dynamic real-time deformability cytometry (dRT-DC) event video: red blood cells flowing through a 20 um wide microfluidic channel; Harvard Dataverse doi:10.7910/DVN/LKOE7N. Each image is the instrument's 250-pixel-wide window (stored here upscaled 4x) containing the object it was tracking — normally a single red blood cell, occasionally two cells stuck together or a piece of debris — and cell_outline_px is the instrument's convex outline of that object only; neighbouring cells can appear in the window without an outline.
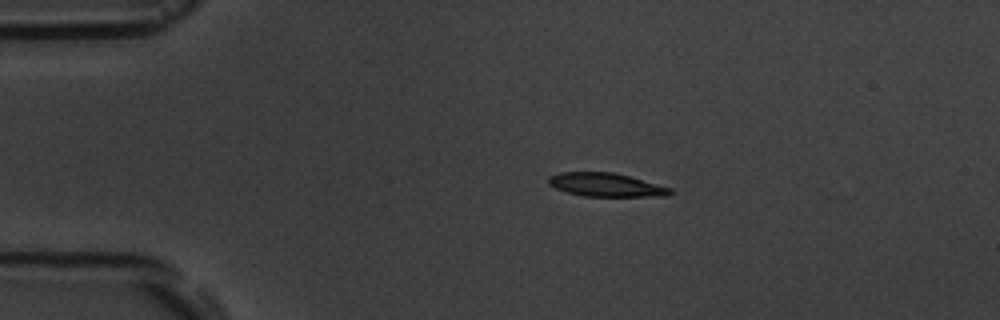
{"species": "common noctule bat (a hibernating species)", "species_latin": "Nyctalus noctula", "temperature_condition": "room temperature", "stored_images_in_passage": 5, "camera_frame_rate_fps": 3000, "um_per_image_px": 0.085, "animal": {"sex": "male", "body_mass_g": 19.5, "forearm_length_mm": 54.6}, "frame": {"image": 1, "passage_image": 3, "time_ms": 2.333, "image_size_px": [1000, 320], "cell_outline_px": [[672, 192], [668, 196], [584, 196], [568, 192], [556, 188], [548, 184], [548, 176], [560, 172], [612, 172], [628, 176], [672, 188]], "centroid_in_image_um": [51.49, 15.71], "position_along_channel_um": 33.5, "area_um2": 16.53}}
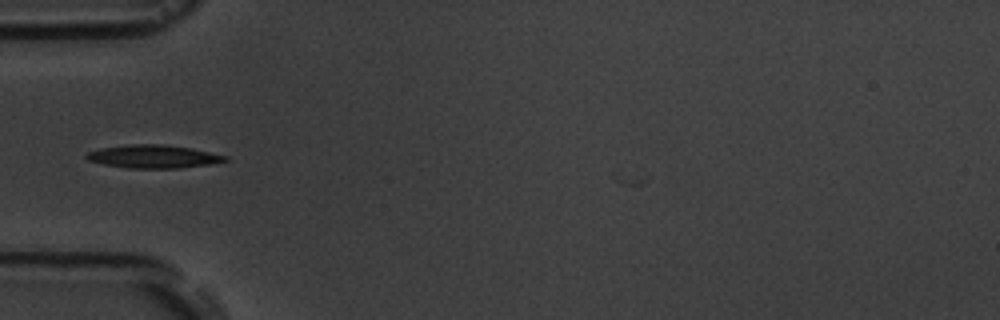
{"frame": {"image": 2, "passage_image": 5, "time_ms": 4.667, "image_size_px": [1000, 320], "cell_outline_px": [[228, 160], [208, 164], [180, 168], [128, 168], [104, 164], [88, 160], [84, 156], [88, 152], [100, 148], [128, 144], [160, 144], [192, 148], [228, 156]], "centroid_in_image_um": [13.02, 13.3], "position_along_channel_um": 72.0, "area_um2": 18.61}}